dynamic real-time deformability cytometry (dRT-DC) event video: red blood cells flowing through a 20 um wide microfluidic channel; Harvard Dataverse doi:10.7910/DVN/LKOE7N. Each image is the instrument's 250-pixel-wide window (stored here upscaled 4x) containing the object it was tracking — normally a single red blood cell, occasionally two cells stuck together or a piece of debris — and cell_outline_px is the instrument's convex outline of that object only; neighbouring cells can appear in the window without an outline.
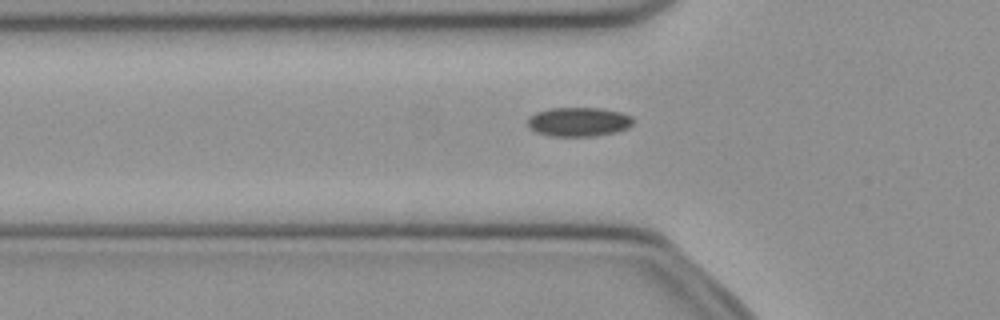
{"species": "common noctule bat (a hibernating species)", "species_latin": "Nyctalus noctula", "temperature_condition": "cold", "stored_images_in_passage": 51, "camera_frame_rate_fps": 3000, "um_per_image_px": 0.085, "animal": {"sex": "female", "body_mass_g": 21.9}, "frame": {"image": 1, "passage_image": 17, "time_ms": 5.333, "image_size_px": [1000, 320], "cell_outline_px": [[632, 124], [628, 128], [616, 132], [592, 136], [552, 136], [536, 132], [528, 128], [528, 116], [536, 112], [548, 108], [600, 108], [620, 112], [632, 116]], "centroid_in_image_um": [49.15, 10.35], "position_along_channel_um": 76.6, "area_um2": 17.98}}
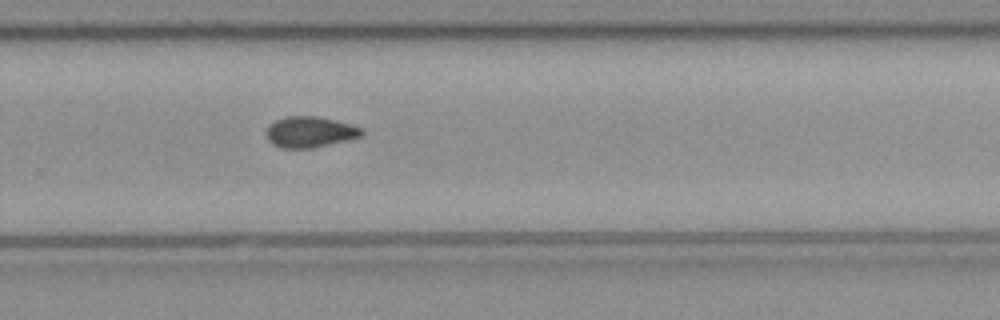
{"frame": {"image": 2, "passage_image": 34, "time_ms": 11.0, "image_size_px": [1000, 320], "cell_outline_px": [[364, 132], [360, 136], [348, 140], [312, 148], [280, 148], [272, 144], [268, 140], [268, 128], [276, 120], [284, 116], [320, 116], [364, 128]], "centroid_in_image_um": [26.37, 11.22], "position_along_channel_um": 303.4, "area_um2": 17.11}}
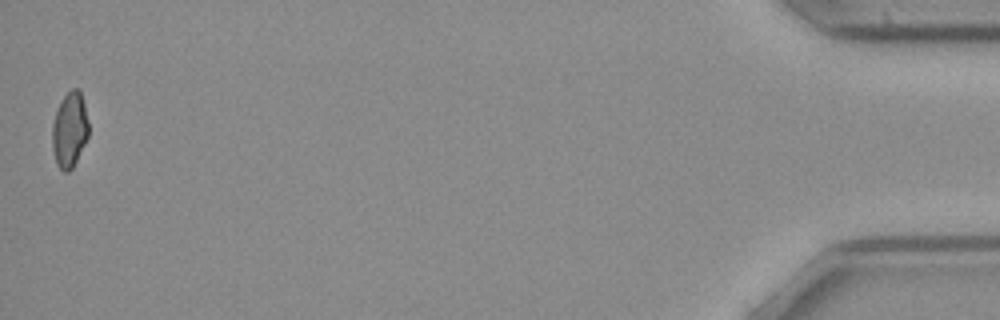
{"frame": {"image": 3, "passage_image": 51, "time_ms": 16.667, "image_size_px": [1000, 320], "cell_outline_px": [[88, 136], [72, 168], [68, 172], [64, 172], [56, 164], [52, 148], [52, 124], [56, 112], [64, 96], [72, 88], [76, 88], [80, 92], [84, 104], [88, 120]], "centroid_in_image_um": [5.9, 11.05], "position_along_channel_um": 429.3, "area_um2": 15.72}}